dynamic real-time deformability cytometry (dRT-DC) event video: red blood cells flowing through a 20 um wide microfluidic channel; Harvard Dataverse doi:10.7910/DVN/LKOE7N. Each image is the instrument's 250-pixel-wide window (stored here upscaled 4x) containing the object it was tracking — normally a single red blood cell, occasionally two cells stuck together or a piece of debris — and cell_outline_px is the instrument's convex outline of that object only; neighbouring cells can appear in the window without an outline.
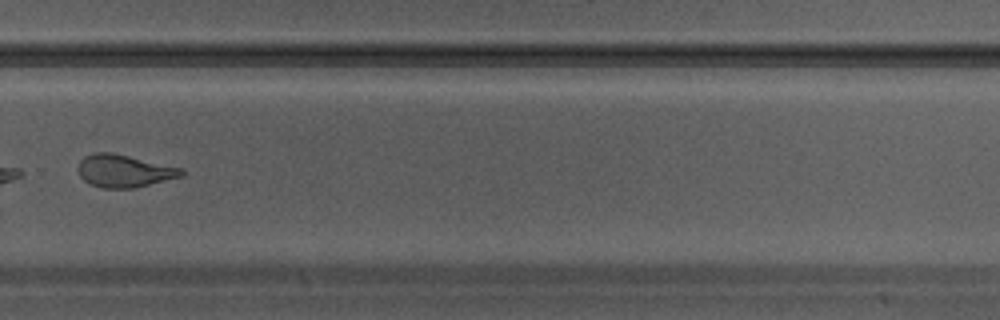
{"species": "Egyptian fruit bat (a non-hibernating species)", "species_latin": "Rousettus aegyptiacus", "temperature_condition": "warm", "stored_images_in_passage": 23, "camera_frame_rate_fps": 3000, "um_per_image_px": 0.085, "animal": {"sex": "male"}, "frame": {"image": 1, "passage_image": 17, "time_ms": 5.333, "image_size_px": [1000, 320], "cell_outline_px": [[184, 176], [132, 188], [104, 188], [92, 184], [84, 180], [80, 176], [76, 168], [80, 160], [84, 156], [92, 152], [112, 152], [184, 168]], "centroid_in_image_um": [10.55, 14.51], "position_along_channel_um": 319.3, "area_um2": 19.77}}